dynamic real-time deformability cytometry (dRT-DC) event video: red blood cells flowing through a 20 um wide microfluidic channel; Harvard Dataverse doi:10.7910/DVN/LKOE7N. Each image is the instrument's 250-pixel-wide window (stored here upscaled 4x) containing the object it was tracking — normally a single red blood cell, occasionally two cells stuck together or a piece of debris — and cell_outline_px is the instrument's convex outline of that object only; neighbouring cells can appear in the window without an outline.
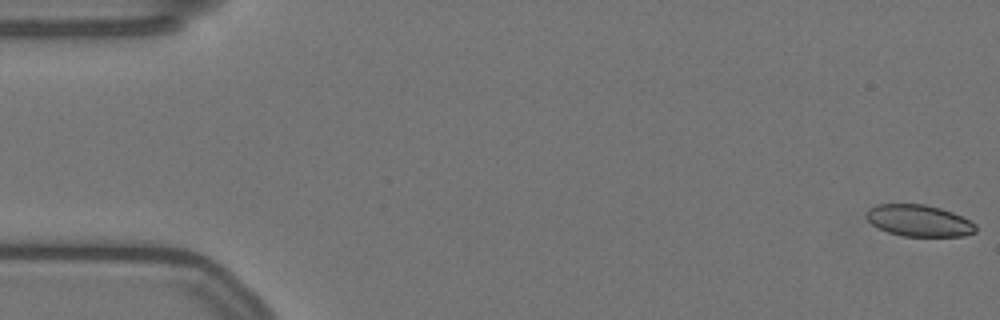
{"species": "Egyptian fruit bat (a non-hibernating species)", "species_latin": "Rousettus aegyptiacus", "temperature_condition": "warm", "stored_images_in_passage": 58, "camera_frame_rate_fps": 3000, "um_per_image_px": 0.085, "animal": {"sex": "female"}, "frame": {"image": 1, "passage_image": 1, "time_ms": 0.0, "image_size_px": [1000, 320], "cell_outline_px": [[976, 232], [964, 236], [904, 236], [888, 232], [872, 224], [864, 216], [868, 208], [876, 204], [924, 204], [940, 208], [952, 212], [976, 224]], "centroid_in_image_um": [78.09, 18.75], "position_along_channel_um": 6.9, "area_um2": 20.11}}
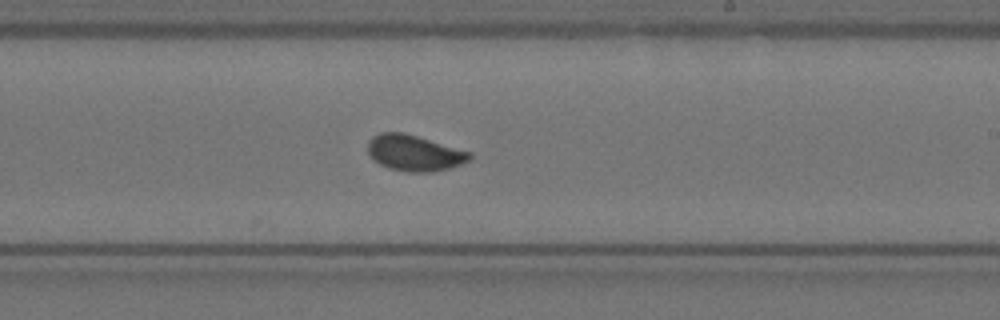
{"frame": {"image": 2, "passage_image": 34, "time_ms": 11.0, "image_size_px": [1000, 320], "cell_outline_px": [[472, 160], [448, 168], [432, 172], [408, 172], [388, 168], [372, 160], [368, 152], [368, 140], [372, 136], [380, 132], [404, 132], [472, 152]], "centroid_in_image_um": [35.21, 13.0], "position_along_channel_um": 253.8, "area_um2": 21.56}}
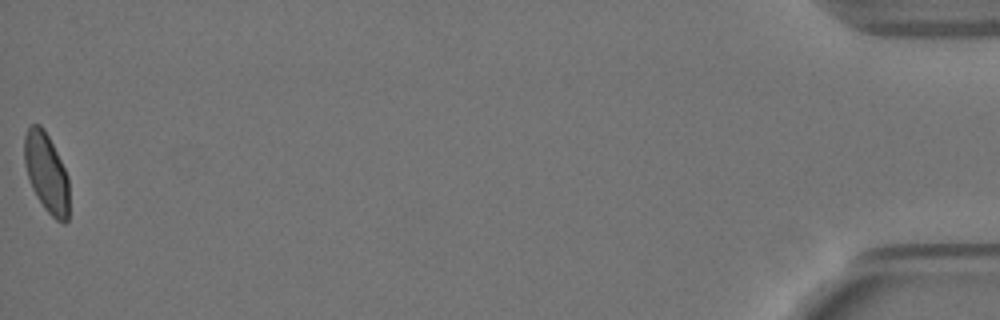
{"frame": {"image": 3, "passage_image": 58, "time_ms": 19.0, "image_size_px": [1000, 320], "cell_outline_px": [[68, 220], [64, 224], [56, 220], [44, 208], [36, 196], [32, 188], [24, 164], [24, 136], [28, 128], [32, 124], [40, 124], [44, 128], [68, 176]], "centroid_in_image_um": [3.93, 14.69], "position_along_channel_um": 431.3, "area_um2": 20.58}, "authors_computed_cell_mechanics": {"area_um2": 21.1837, "velocity_mm_per_s": 3.5073, "shape_relaxation_time_tau1_ms": 6.5355, "shape_relaxation_time_tau2_ms": null, "deformation_change_tau1": 0.1631, "deformation_change_tau2": null}}